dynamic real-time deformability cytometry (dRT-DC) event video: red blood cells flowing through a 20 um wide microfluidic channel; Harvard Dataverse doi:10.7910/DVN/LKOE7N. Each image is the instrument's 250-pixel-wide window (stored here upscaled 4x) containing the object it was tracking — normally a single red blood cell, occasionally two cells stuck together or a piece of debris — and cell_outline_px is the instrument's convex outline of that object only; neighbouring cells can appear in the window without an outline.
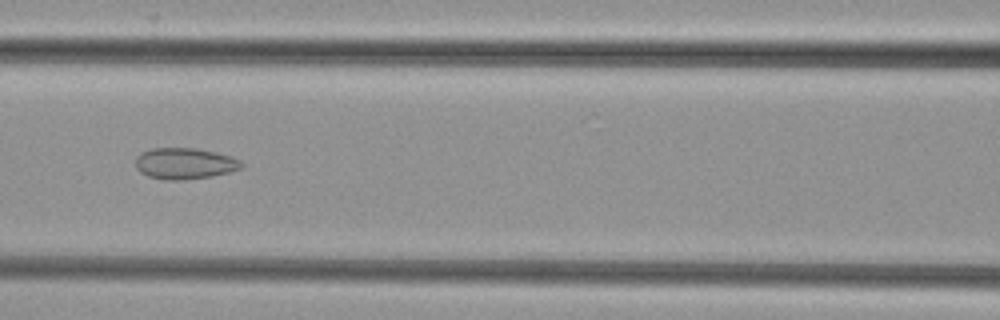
{"species": "common noctule bat (a hibernating species)", "species_latin": "Nyctalus noctula", "temperature_condition": "cold", "stored_images_in_passage": 51, "camera_frame_rate_fps": 3000, "um_per_image_px": 0.085, "animal": {"sex": "female", "body_mass_g": 29.2, "forearm_length_mm": 56.3}, "frame": {"image": 1, "passage_image": 22, "time_ms": 7.0, "image_size_px": [1000, 320], "cell_outline_px": [[244, 168], [212, 176], [184, 180], [164, 180], [148, 176], [140, 172], [136, 168], [136, 156], [140, 152], [152, 148], [196, 148], [216, 152], [240, 160], [244, 164]], "centroid_in_image_um": [15.69, 13.9], "position_along_channel_um": 150.9, "area_um2": 19.42}}
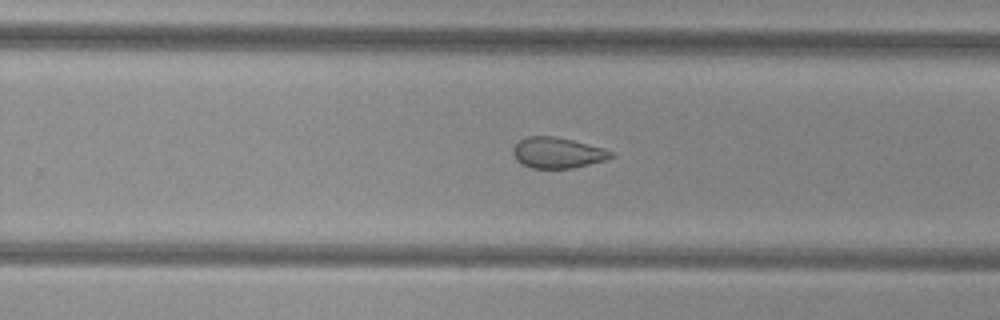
{"frame": {"image": 2, "passage_image": 32, "time_ms": 10.333, "image_size_px": [1000, 320], "cell_outline_px": [[616, 156], [604, 160], [572, 168], [532, 168], [520, 164], [516, 160], [512, 152], [512, 148], [520, 140], [528, 136], [552, 136], [572, 140], [604, 148], [616, 152]], "centroid_in_image_um": [47.39, 12.99], "position_along_channel_um": 282.4, "area_um2": 17.63}}
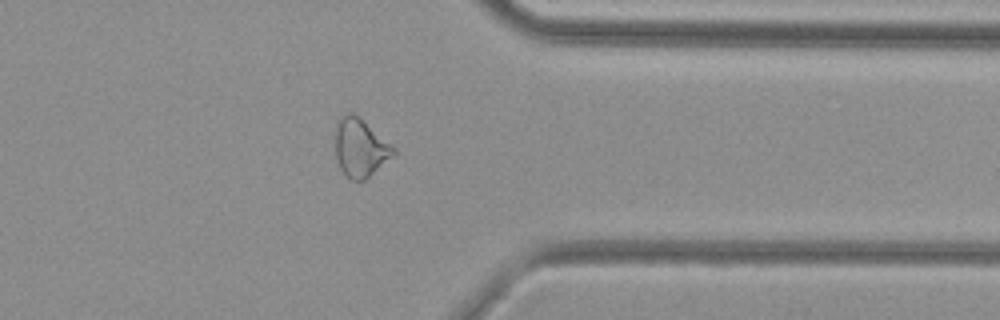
{"frame": {"image": 3, "passage_image": 40, "time_ms": 13.0, "image_size_px": [1000, 320], "cell_outline_px": [[396, 152], [392, 156], [364, 180], [352, 180], [340, 168], [336, 156], [332, 132], [336, 120], [340, 116], [348, 112], [352, 112], [360, 116], [396, 148]], "centroid_in_image_um": [30.56, 12.47], "position_along_channel_um": 380.8, "area_um2": 20.17}}